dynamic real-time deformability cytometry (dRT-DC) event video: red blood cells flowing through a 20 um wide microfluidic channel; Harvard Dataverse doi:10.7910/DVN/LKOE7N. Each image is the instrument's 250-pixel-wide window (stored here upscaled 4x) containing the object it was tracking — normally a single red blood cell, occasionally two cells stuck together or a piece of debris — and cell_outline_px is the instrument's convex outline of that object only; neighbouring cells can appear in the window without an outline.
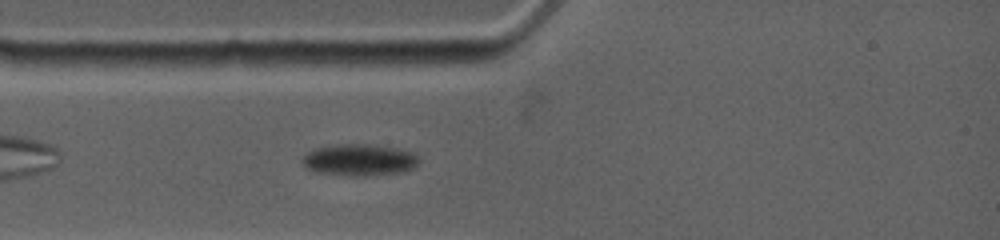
{"species": "common noctule bat (a hibernating species)", "species_latin": "Nyctalus noctula", "temperature_condition": "warm", "stored_images_in_passage": 13, "camera_frame_rate_fps": 4500, "um_per_image_px": 0.085, "animal": {"sex": "female", "body_mass_g": 19.0, "forearm_length_mm": 53.3}, "frame": {"image": 1, "passage_image": 4, "time_ms": 1.778, "image_size_px": [1000, 240], "cell_outline_px": [[420, 160], [412, 168], [400, 172], [364, 176], [352, 176], [316, 172], [308, 168], [300, 160], [312, 148], [336, 144], [372, 144], [396, 148], [412, 152]], "centroid_in_image_um": [30.51, 13.58], "position_along_channel_um": 54.5, "area_um2": 21.5}}
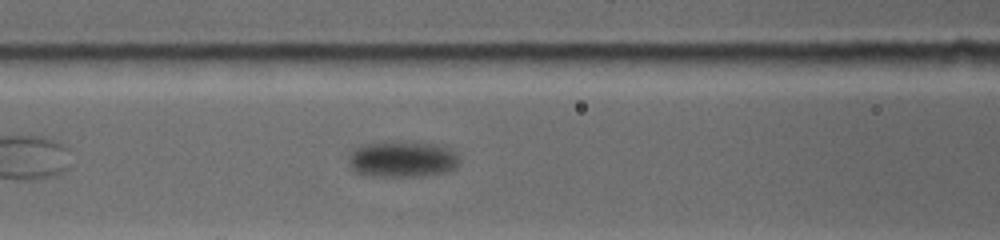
{"frame": {"image": 2, "passage_image": 10, "time_ms": 4.222, "image_size_px": [1000, 240], "cell_outline_px": [[460, 160], [456, 168], [448, 172], [416, 176], [368, 176], [352, 172], [348, 164], [348, 156], [356, 148], [364, 144], [392, 140], [404, 140], [436, 144], [452, 148], [460, 156]], "centroid_in_image_um": [34.21, 13.51], "position_along_channel_um": 132.4, "area_um2": 24.22}}
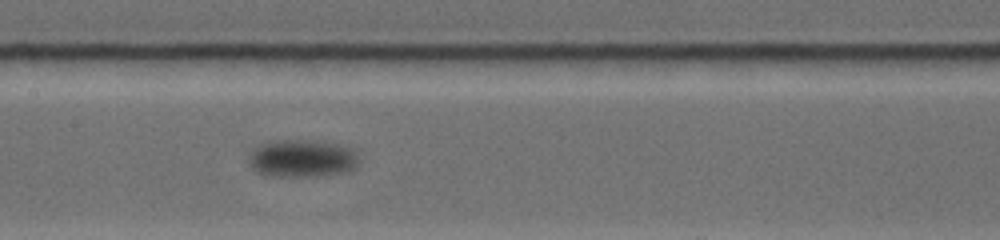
{"frame": {"image": 3, "passage_image": 13, "time_ms": 5.778, "image_size_px": [1000, 240], "cell_outline_px": [[360, 164], [344, 172], [312, 176], [272, 176], [260, 172], [252, 168], [248, 160], [248, 156], [252, 148], [260, 144], [276, 140], [308, 140], [332, 144], [348, 148], [356, 152]], "centroid_in_image_um": [25.62, 13.46], "position_along_channel_um": 181.8, "area_um2": 23.81}}